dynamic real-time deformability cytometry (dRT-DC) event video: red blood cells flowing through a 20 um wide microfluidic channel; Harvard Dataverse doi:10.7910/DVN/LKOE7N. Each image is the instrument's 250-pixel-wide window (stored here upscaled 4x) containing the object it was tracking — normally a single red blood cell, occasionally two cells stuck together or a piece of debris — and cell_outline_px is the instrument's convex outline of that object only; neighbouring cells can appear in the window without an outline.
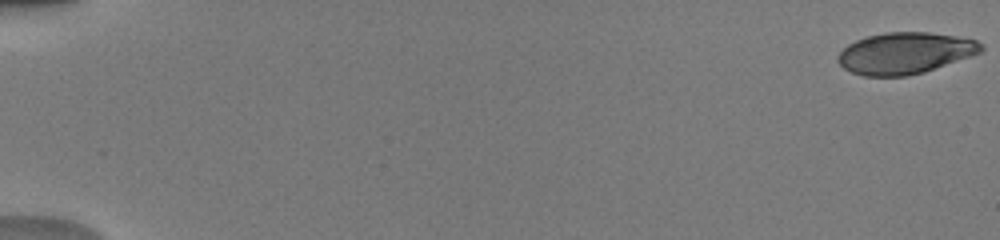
{"species": "human", "species_latin": "Homo sapiens", "temperature_condition": "warm", "stored_images_in_passage": 59, "camera_frame_rate_fps": 3000, "um_per_image_px": 0.085, "donor": {"sex": "male"}, "frame": {"image": 1, "passage_image": 1, "time_ms": 0.0, "image_size_px": [1000, 240], "cell_outline_px": [[984, 48], [980, 52], [924, 72], [908, 76], [864, 76], [852, 72], [844, 68], [836, 60], [836, 56], [848, 44], [856, 40], [868, 36], [884, 32], [928, 32], [956, 36], [976, 40], [984, 44]], "centroid_in_image_um": [76.9, 4.51], "position_along_channel_um": 8.1, "area_um2": 34.45}}
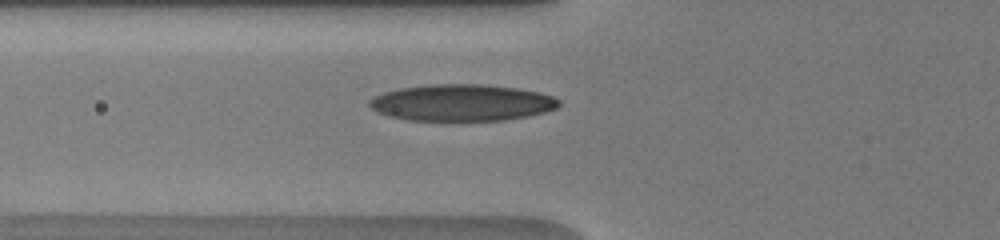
{"frame": {"image": 2, "passage_image": 31, "time_ms": 6.667, "image_size_px": [1000, 240], "cell_outline_px": [[560, 104], [556, 108], [544, 112], [528, 116], [504, 120], [408, 120], [388, 116], [376, 112], [368, 104], [368, 100], [384, 92], [400, 88], [428, 84], [484, 84], [516, 88], [540, 92], [552, 96], [560, 100]], "centroid_in_image_um": [39.24, 8.72], "position_along_channel_um": 86.6, "area_um2": 40.46}}
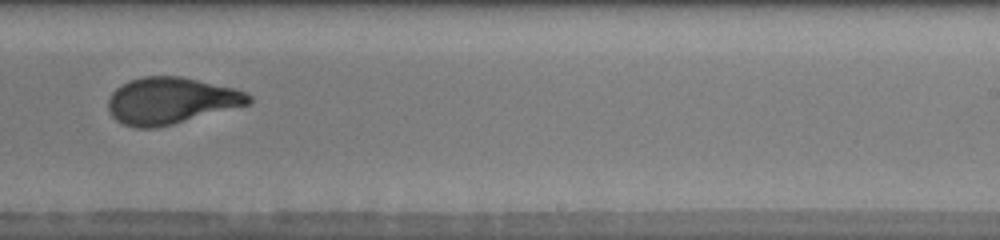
{"frame": {"image": 3, "passage_image": 56, "time_ms": 11.333, "image_size_px": [1000, 240], "cell_outline_px": [[252, 104], [156, 128], [136, 128], [124, 124], [116, 120], [112, 116], [108, 108], [108, 96], [120, 84], [128, 80], [144, 76], [180, 76], [236, 88], [248, 92], [252, 96]], "centroid_in_image_um": [14.54, 8.55], "position_along_channel_um": 274.5, "area_um2": 38.55}}